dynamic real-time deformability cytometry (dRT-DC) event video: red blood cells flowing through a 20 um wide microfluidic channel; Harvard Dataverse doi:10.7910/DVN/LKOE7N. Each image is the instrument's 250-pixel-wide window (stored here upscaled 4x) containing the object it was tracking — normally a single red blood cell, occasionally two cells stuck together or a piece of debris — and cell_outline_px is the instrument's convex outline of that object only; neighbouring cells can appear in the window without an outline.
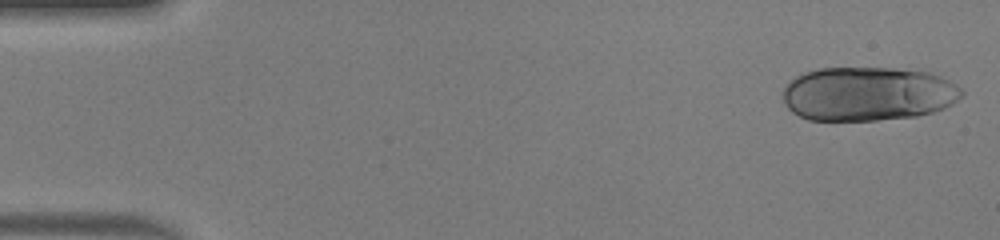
{"species": "human", "species_latin": "Homo sapiens", "temperature_condition": "warm", "stored_images_in_passage": 10, "camera_frame_rate_fps": 3000, "um_per_image_px": 0.085, "donor": {"sex": "male"}, "frame": {"image": 1, "passage_image": 1, "time_ms": 0.0, "image_size_px": [1000, 240], "cell_outline_px": [[964, 96], [952, 104], [944, 108], [932, 112], [916, 116], [876, 120], [808, 120], [792, 112], [788, 108], [784, 100], [784, 88], [796, 76], [804, 72], [816, 68], [892, 68], [928, 72], [940, 76], [956, 84], [964, 92]], "centroid_in_image_um": [73.79, 7.97], "position_along_channel_um": 11.2, "area_um2": 56.41}}